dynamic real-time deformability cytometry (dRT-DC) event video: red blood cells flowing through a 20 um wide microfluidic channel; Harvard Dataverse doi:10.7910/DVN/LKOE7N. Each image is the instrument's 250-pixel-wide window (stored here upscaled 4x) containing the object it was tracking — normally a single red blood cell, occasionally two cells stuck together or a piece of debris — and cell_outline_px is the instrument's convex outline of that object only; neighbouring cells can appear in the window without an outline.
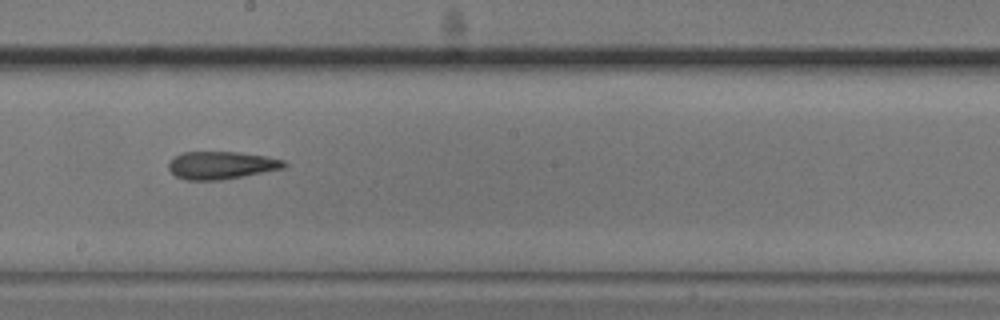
{"species": "common noctule bat (a hibernating species)", "species_latin": "Nyctalus noctula", "temperature_condition": "cold", "stored_images_in_passage": 13, "camera_frame_rate_fps": 3000, "um_per_image_px": 0.085, "animal": {"sex": "male", "body_mass_g": 20.5, "forearm_length_mm": 52.5}, "frame": {"image": 1, "passage_image": 6, "time_ms": 6.667, "image_size_px": [1000, 320], "cell_outline_px": [[288, 164], [284, 168], [220, 180], [184, 180], [176, 176], [168, 168], [168, 160], [184, 152], [240, 152], [264, 156], [284, 160]], "centroid_in_image_um": [18.79, 14.04], "position_along_channel_um": 229.4, "area_um2": 18.55}}